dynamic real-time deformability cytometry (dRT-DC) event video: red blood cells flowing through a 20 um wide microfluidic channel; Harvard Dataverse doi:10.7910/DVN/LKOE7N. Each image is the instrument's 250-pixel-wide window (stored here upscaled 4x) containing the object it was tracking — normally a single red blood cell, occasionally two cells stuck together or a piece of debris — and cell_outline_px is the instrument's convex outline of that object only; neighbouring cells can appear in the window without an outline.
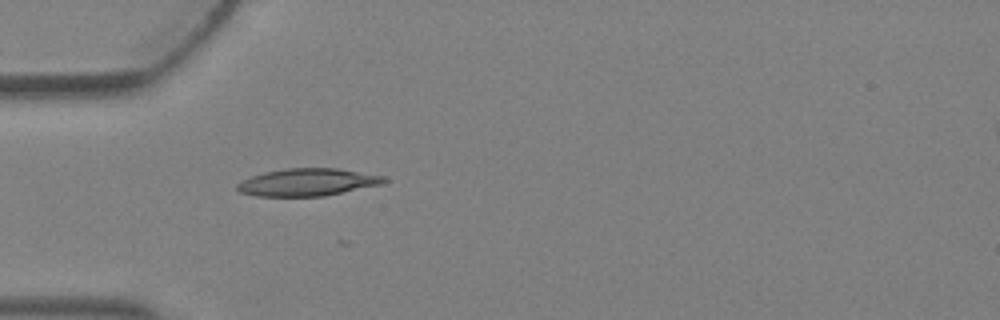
{"species": "Egyptian fruit bat (a non-hibernating species)", "species_latin": "Rousettus aegyptiacus", "temperature_condition": "warm", "stored_images_in_passage": 1, "camera_frame_rate_fps": 3000, "um_per_image_px": 0.085, "animal": {"sex": "female"}, "frame": {"image": 1, "passage_image": 1, "time_ms": 0.0, "image_size_px": [1000, 320], "cell_outline_px": [[388, 180], [384, 184], [324, 196], [256, 196], [240, 192], [236, 188], [236, 184], [252, 176], [264, 172], [288, 168], [336, 168], [384, 176]], "centroid_in_image_um": [26.16, 15.49], "position_along_channel_um": 58.8, "area_um2": 23.41}}